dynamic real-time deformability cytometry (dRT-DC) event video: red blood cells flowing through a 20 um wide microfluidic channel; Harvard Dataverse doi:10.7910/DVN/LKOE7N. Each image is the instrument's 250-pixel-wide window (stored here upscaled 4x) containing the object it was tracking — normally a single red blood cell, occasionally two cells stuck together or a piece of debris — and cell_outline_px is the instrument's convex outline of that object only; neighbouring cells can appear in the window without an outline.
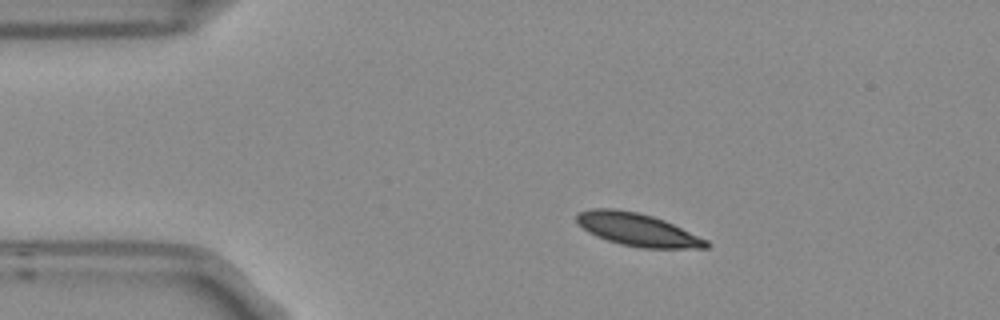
{"species": "Egyptian fruit bat (a non-hibernating species)", "species_latin": "Rousettus aegyptiacus", "temperature_condition": "room temperature", "stored_images_in_passage": 3, "camera_frame_rate_fps": 3000, "um_per_image_px": 0.085, "frame": {"image": 1, "passage_image": 1, "time_ms": 0.0, "image_size_px": [1000, 320], "cell_outline_px": [[712, 244], [708, 248], [640, 248], [620, 244], [596, 236], [588, 232], [576, 220], [576, 216], [580, 212], [592, 208], [612, 208], [636, 212], [652, 216], [664, 220], [708, 240]], "centroid_in_image_um": [54.21, 19.53], "position_along_channel_um": 30.8, "area_um2": 24.62}}
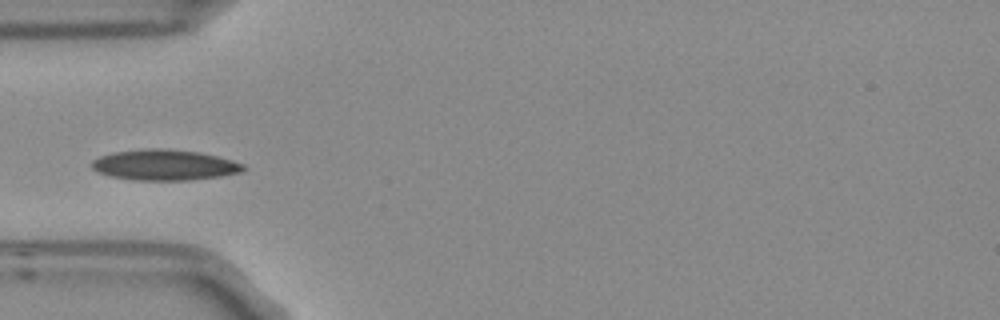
{"frame": {"image": 2, "passage_image": 3, "time_ms": 0.667, "image_size_px": [1000, 320], "cell_outline_px": [[248, 168], [240, 172], [220, 176], [192, 180], [132, 180], [108, 176], [96, 172], [92, 168], [92, 160], [100, 156], [112, 152], [144, 148], [160, 148], [200, 152], [232, 160], [244, 164]], "centroid_in_image_um": [13.95, 14.02], "position_along_channel_um": 71.0, "area_um2": 27.34}}